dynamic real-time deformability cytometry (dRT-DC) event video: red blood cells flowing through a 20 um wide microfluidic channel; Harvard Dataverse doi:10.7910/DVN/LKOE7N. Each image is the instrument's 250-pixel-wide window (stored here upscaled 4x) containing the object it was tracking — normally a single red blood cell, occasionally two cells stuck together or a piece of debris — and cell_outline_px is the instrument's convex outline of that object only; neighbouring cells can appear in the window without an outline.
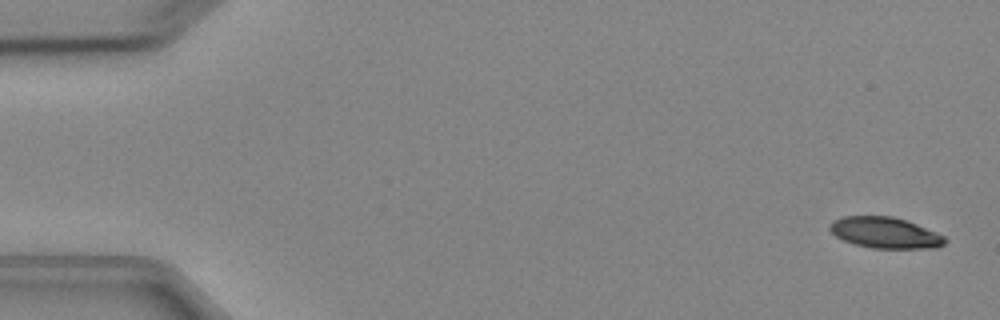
{"species": "Egyptian fruit bat (a non-hibernating species)", "species_latin": "Rousettus aegyptiacus", "temperature_condition": "cold", "stored_images_in_passage": 4, "camera_frame_rate_fps": 3000, "um_per_image_px": 0.085, "animal": {"sex": "female"}, "frame": {"image": 1, "passage_image": 1, "time_ms": 0.0, "image_size_px": [1000, 320], "cell_outline_px": [[948, 240], [944, 244], [936, 248], [872, 248], [856, 244], [844, 240], [836, 236], [828, 228], [832, 220], [844, 216], [892, 216], [916, 224], [936, 232], [944, 236]], "centroid_in_image_um": [75.23, 19.78], "position_along_channel_um": 9.8, "area_um2": 20.69}}